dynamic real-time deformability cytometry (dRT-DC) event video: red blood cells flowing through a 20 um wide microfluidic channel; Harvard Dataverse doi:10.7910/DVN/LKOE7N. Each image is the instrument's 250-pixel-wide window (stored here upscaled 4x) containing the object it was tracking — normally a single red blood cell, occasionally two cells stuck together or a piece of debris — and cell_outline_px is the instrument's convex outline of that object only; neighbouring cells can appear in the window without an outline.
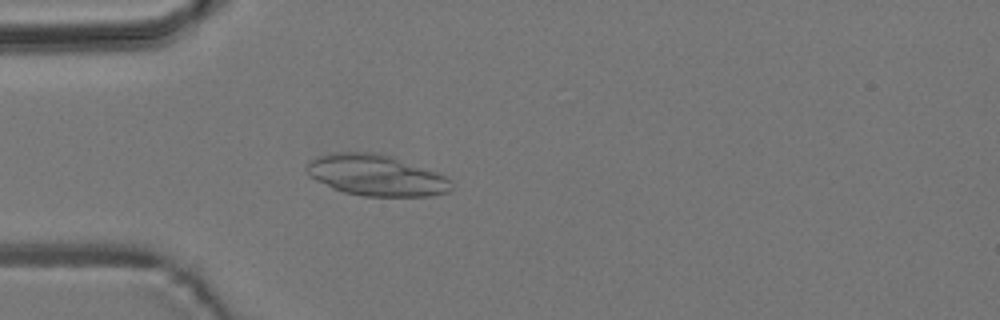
{"species": "common noctule bat (a hibernating species)", "species_latin": "Nyctalus noctula", "temperature_condition": "room temperature", "stored_images_in_passage": 2, "camera_frame_rate_fps": 3000, "um_per_image_px": 0.085, "animal": {"sex": "male", "body_mass_g": 19.2, "forearm_length_mm": 51.8}, "frame": {"image": 1, "passage_image": 2, "time_ms": 1.0, "image_size_px": [1000, 320], "cell_outline_px": [[452, 188], [448, 192], [428, 196], [364, 196], [344, 192], [332, 188], [308, 176], [304, 168], [304, 164], [308, 160], [316, 156], [332, 152], [376, 152], [392, 156], [448, 176], [452, 180]], "centroid_in_image_um": [31.93, 14.88], "position_along_channel_um": 53.1, "area_um2": 35.14}}